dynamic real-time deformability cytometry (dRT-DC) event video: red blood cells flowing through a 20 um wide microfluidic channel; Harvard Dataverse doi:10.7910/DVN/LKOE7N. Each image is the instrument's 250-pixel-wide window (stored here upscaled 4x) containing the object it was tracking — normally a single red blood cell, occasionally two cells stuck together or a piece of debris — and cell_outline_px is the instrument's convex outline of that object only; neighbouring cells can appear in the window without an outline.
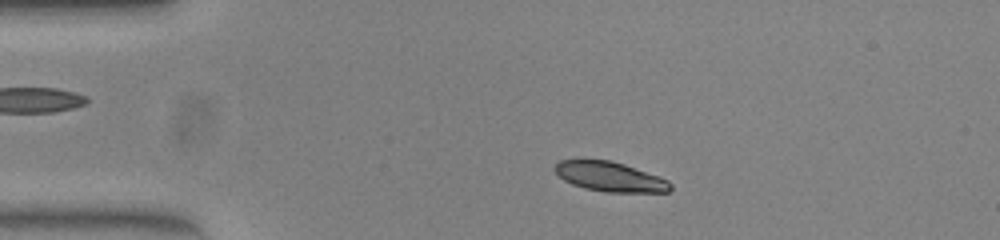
{"species": "common noctule bat (a hibernating species)", "species_latin": "Nyctalus noctula", "temperature_condition": "warm", "stored_images_in_passage": 48, "camera_frame_rate_fps": 3000, "um_per_image_px": 0.085, "animal": {"sex": "female", "body_mass_g": 23.0, "forearm_length_mm": 53.4}, "frame": {"image": 1, "passage_image": 6, "time_ms": 1.667, "image_size_px": [1000, 240], "cell_outline_px": [[672, 188], [668, 192], [604, 192], [584, 188], [572, 184], [564, 180], [552, 168], [560, 160], [608, 160], [624, 164], [660, 176], [668, 180], [672, 184]], "centroid_in_image_um": [51.87, 15.03], "position_along_channel_um": 33.1, "area_um2": 20.0}}
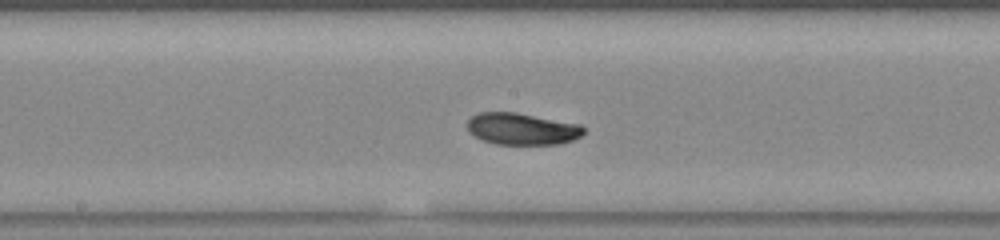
{"frame": {"image": 2, "passage_image": 23, "time_ms": 7.333, "image_size_px": [1000, 240], "cell_outline_px": [[584, 132], [580, 136], [572, 140], [560, 144], [496, 144], [484, 140], [468, 132], [468, 120], [472, 116], [480, 112], [516, 112], [580, 124], [584, 128]], "centroid_in_image_um": [44.37, 10.95], "position_along_channel_um": 203.8, "area_um2": 21.44}}
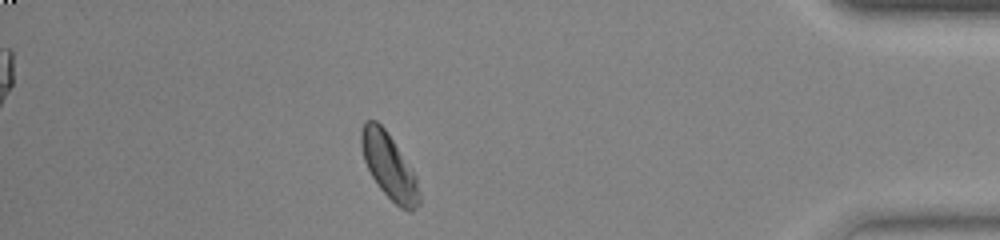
{"frame": {"image": 3, "passage_image": 42, "time_ms": 13.667, "image_size_px": [1000, 240], "cell_outline_px": [[420, 204], [412, 212], [408, 212], [400, 208], [380, 188], [372, 176], [364, 160], [360, 144], [360, 132], [364, 124], [368, 120], [376, 120], [384, 128], [416, 176], [420, 192]], "centroid_in_image_um": [33.08, 14.17], "position_along_channel_um": 402.1, "area_um2": 21.73}, "authors_computed_cell_mechanics": {"area_um2": 21.675, "velocity_mm_per_s": 3.8359, "shape_relaxation_time_tau1_ms": 2.7448, "shape_relaxation_time_tau2_ms": null, "deformation_change_tau1": 0.1156, "deformation_change_tau2": null}}